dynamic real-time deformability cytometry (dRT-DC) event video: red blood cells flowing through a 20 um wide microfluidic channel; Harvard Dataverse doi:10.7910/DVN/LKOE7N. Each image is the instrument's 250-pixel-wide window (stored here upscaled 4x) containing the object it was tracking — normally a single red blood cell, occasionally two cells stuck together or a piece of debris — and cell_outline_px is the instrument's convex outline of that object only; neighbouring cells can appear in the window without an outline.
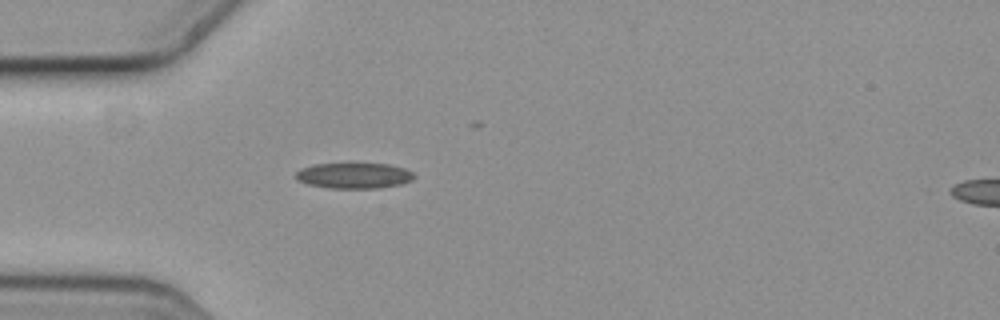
{"species": "common noctule bat (a hibernating species)", "species_latin": "Nyctalus noctula", "temperature_condition": "cold", "stored_images_in_passage": 2, "camera_frame_rate_fps": 3000, "um_per_image_px": 0.085, "animal": {"sex": "female", "body_mass_g": 19.3, "forearm_length_mm": 54.1}, "frame": {"image": 1, "passage_image": 1, "time_ms": 0.0, "image_size_px": [1000, 320], "cell_outline_px": [[416, 176], [412, 180], [400, 184], [376, 188], [328, 188], [308, 184], [296, 180], [296, 172], [300, 168], [312, 164], [388, 164], [404, 168], [412, 172]], "centroid_in_image_um": [30.06, 14.93], "position_along_channel_um": 54.9, "area_um2": 17.63}}